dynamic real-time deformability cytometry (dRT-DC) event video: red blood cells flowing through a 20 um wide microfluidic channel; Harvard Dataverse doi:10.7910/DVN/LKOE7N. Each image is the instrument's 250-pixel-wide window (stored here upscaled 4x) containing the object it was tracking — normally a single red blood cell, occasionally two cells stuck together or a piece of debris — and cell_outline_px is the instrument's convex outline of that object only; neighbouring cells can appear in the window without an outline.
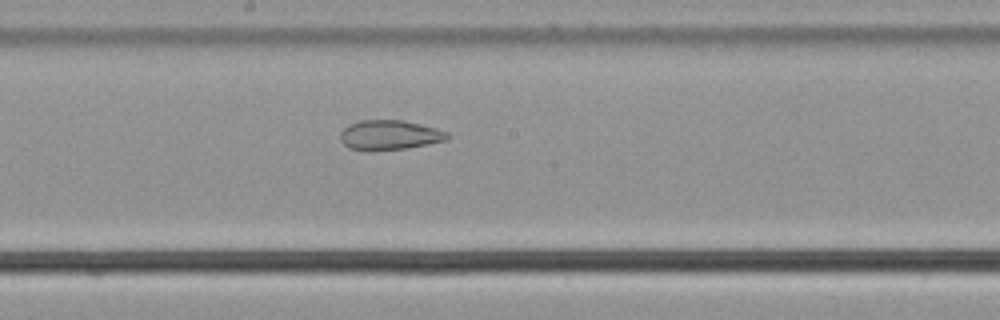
{"species": "common noctule bat (a hibernating species)", "species_latin": "Nyctalus noctula", "temperature_condition": "cold", "stored_images_in_passage": 29, "camera_frame_rate_fps": 3000, "um_per_image_px": 0.085, "animal": {"sex": "male", "body_mass_g": 21.5, "forearm_length_mm": 52.0}, "frame": {"image": 1, "passage_image": 21, "time_ms": 6.667, "image_size_px": [1000, 320], "cell_outline_px": [[452, 136], [448, 140], [408, 148], [348, 148], [340, 140], [340, 132], [344, 128], [360, 120], [404, 120], [436, 128], [448, 132]], "centroid_in_image_um": [33.19, 11.44], "position_along_channel_um": 215.0, "area_um2": 18.03}}
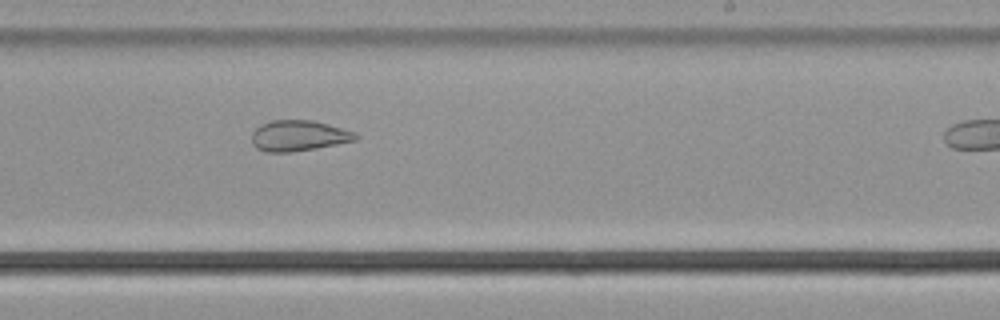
{"frame": {"image": 2, "passage_image": 25, "time_ms": 8.0, "image_size_px": [1000, 320], "cell_outline_px": [[360, 136], [356, 140], [316, 148], [292, 152], [264, 152], [256, 148], [252, 144], [252, 132], [260, 124], [272, 120], [312, 120], [328, 124], [356, 132]], "centroid_in_image_um": [25.37, 11.53], "position_along_channel_um": 263.6, "area_um2": 18.73}}